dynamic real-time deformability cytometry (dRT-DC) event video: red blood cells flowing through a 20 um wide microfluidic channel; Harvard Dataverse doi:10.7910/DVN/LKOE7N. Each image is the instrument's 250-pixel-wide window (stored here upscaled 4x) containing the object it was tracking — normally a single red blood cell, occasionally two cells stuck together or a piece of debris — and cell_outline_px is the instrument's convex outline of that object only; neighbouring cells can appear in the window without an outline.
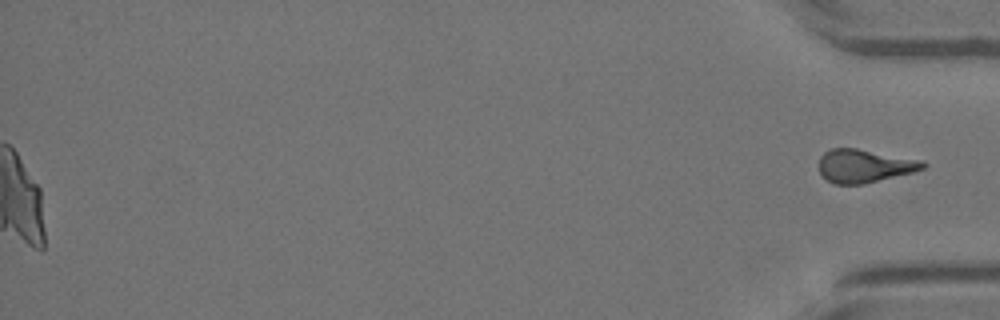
{"species": "Egyptian fruit bat (a non-hibernating species)", "species_latin": "Rousettus aegyptiacus", "temperature_condition": "warm", "stored_images_in_passage": 47, "camera_frame_rate_fps": 3000, "um_per_image_px": 0.085, "animal": {"sex": "female"}, "frame": {"image": 1, "passage_image": 47, "time_ms": 15.333, "image_size_px": [1000, 320], "cell_outline_px": [[928, 164], [924, 168], [912, 172], [864, 184], [836, 184], [828, 180], [820, 172], [820, 156], [824, 152], [832, 148], [856, 148], [924, 160]], "centroid_in_image_um": [73.5, 14.09], "position_along_channel_um": 361.7, "area_um2": 20.06}}